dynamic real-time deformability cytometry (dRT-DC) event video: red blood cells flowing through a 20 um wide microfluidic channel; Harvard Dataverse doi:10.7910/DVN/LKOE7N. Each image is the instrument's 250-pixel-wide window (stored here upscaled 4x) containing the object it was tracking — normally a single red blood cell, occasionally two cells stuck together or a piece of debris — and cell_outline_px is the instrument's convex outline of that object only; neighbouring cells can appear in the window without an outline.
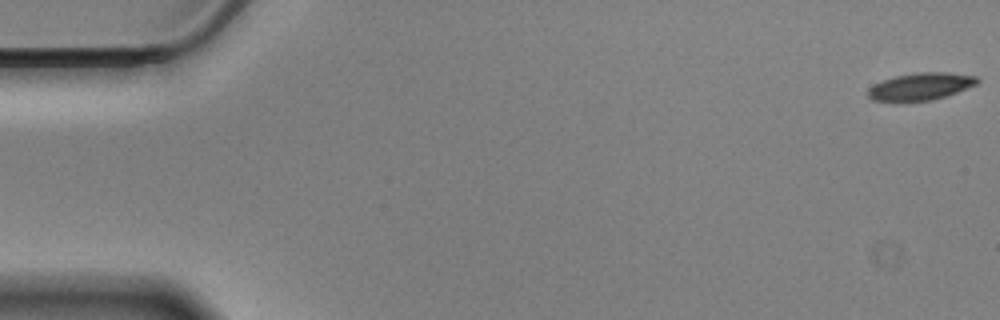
{"species": "Egyptian fruit bat (a non-hibernating species)", "species_latin": "Rousettus aegyptiacus", "temperature_condition": "cold", "stored_images_in_passage": 58, "camera_frame_rate_fps": 3000, "um_per_image_px": 0.085, "animal": {"sex": "male"}, "frame": {"image": 1, "passage_image": 1, "time_ms": 0.0, "image_size_px": [1000, 320], "cell_outline_px": [[980, 80], [976, 84], [956, 92], [932, 100], [900, 104], [896, 104], [872, 100], [868, 96], [868, 88], [884, 80], [896, 76], [916, 72], [944, 72], [976, 76]], "centroid_in_image_um": [78.18, 7.39], "position_along_channel_um": 6.8, "area_um2": 17.74}}
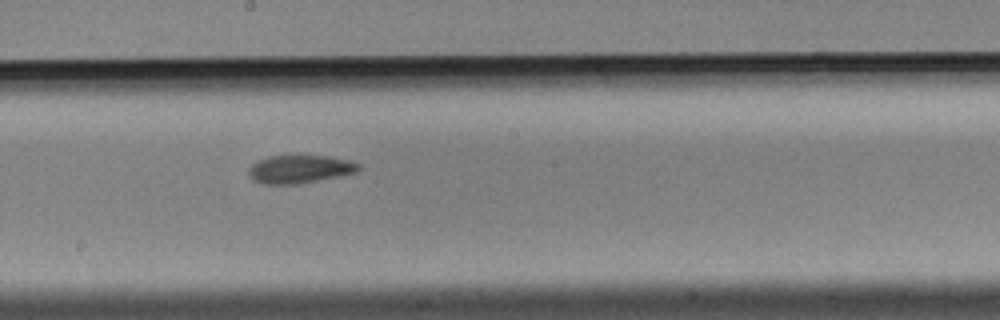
{"frame": {"image": 2, "passage_image": 32, "time_ms": 10.333, "image_size_px": [1000, 320], "cell_outline_px": [[360, 168], [356, 172], [340, 176], [300, 184], [260, 184], [252, 180], [248, 176], [248, 168], [252, 164], [268, 156], [292, 152], [328, 156], [348, 160], [360, 164]], "centroid_in_image_um": [25.43, 14.33], "position_along_channel_um": 222.8, "area_um2": 18.96}}
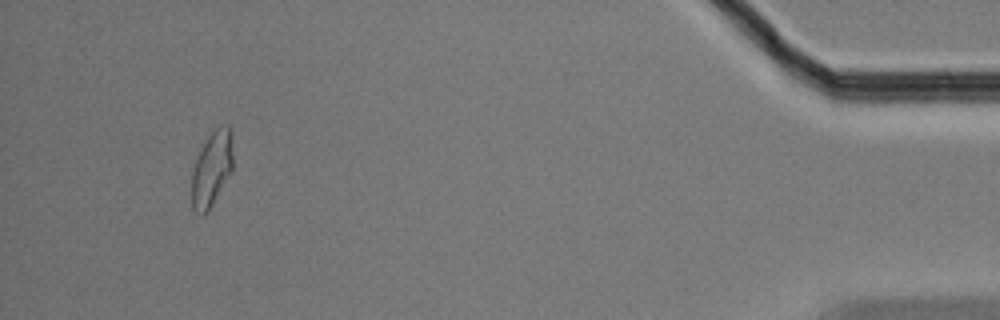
{"frame": {"image": 3, "passage_image": 55, "time_ms": 18.0, "image_size_px": [1000, 320], "cell_outline_px": [[232, 172], [208, 212], [196, 212], [192, 208], [192, 172], [196, 160], [208, 136], [216, 128], [228, 124], [232, 136]], "centroid_in_image_um": [18.02, 14.36], "position_along_channel_um": 417.2, "area_um2": 17.8}, "authors_computed_cell_mechanics": {"area_um2": 17.9758, "velocity_mm_per_s": 3.4608, "shape_relaxation_time_tau1_ms": 6.1362, "shape_relaxation_time_tau2_ms": 7.1409, "deformation_change_tau1": 0.156, "deformation_change_tau2": 0.1164}}